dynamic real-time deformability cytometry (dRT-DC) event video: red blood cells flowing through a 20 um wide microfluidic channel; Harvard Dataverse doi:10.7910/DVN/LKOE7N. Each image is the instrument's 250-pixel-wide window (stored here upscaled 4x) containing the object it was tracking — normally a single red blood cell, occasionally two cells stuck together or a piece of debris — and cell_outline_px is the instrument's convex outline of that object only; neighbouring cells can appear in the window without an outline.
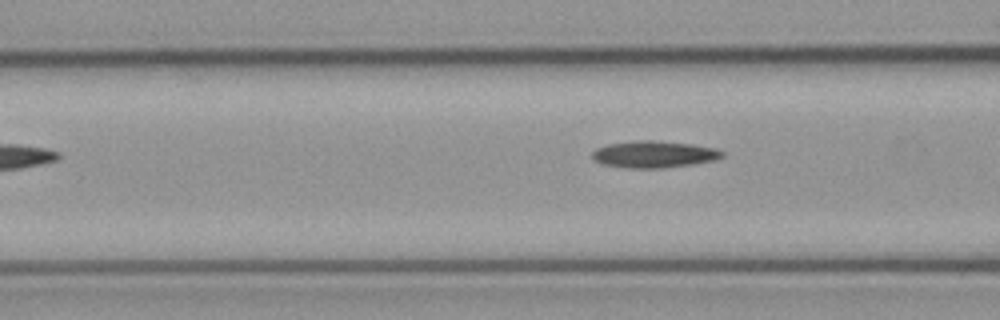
{"species": "common noctule bat (a hibernating species)", "species_latin": "Nyctalus noctula", "temperature_condition": "cold", "stored_images_in_passage": 5, "camera_frame_rate_fps": 3000, "um_per_image_px": 0.085, "animal": {"sex": "male", "body_mass_g": 23.1, "forearm_length_mm": 52.7}, "frame": {"image": 1, "passage_image": 5, "time_ms": 4.667, "image_size_px": [1000, 320], "cell_outline_px": [[724, 156], [716, 160], [692, 164], [664, 168], [628, 168], [600, 164], [592, 156], [592, 152], [596, 148], [608, 144], [640, 140], [652, 140], [688, 144], [716, 148], [724, 152]], "centroid_in_image_um": [55.59, 13.12], "position_along_channel_um": 111.0, "area_um2": 20.23}}